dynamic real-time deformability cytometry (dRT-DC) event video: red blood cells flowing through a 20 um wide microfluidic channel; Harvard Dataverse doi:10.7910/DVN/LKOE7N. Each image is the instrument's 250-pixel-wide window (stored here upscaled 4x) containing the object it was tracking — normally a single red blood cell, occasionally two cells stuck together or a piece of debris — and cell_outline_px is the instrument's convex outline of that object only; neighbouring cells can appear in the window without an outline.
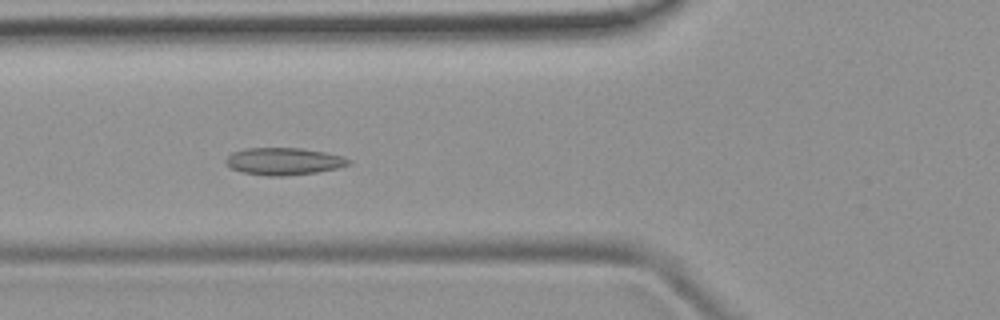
{"species": "common noctule bat (a hibernating species)", "species_latin": "Nyctalus noctula", "temperature_condition": "room temperature", "stored_images_in_passage": 51, "camera_frame_rate_fps": 3000, "um_per_image_px": 0.085, "animal": {"sex": "female", "body_mass_g": 19.9}, "frame": {"image": 1, "passage_image": 19, "time_ms": 6.0, "image_size_px": [1000, 320], "cell_outline_px": [[348, 164], [336, 168], [316, 172], [272, 176], [244, 172], [232, 168], [228, 164], [228, 156], [232, 152], [248, 148], [300, 148], [324, 152], [340, 156], [348, 160]], "centroid_in_image_um": [24.1, 13.69], "position_along_channel_um": 101.7, "area_um2": 18.67}}
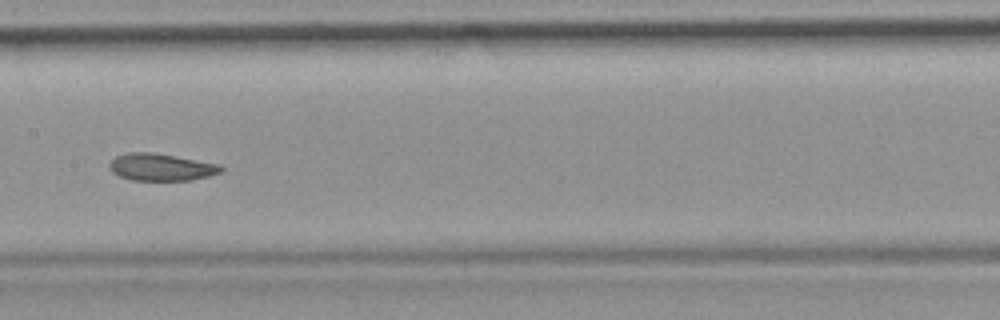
{"frame": {"image": 2, "passage_image": 26, "time_ms": 8.333, "image_size_px": [1000, 320], "cell_outline_px": [[224, 168], [220, 172], [208, 176], [188, 180], [132, 180], [120, 176], [112, 172], [108, 164], [116, 156], [132, 152], [148, 152], [172, 156], [216, 164]], "centroid_in_image_um": [13.64, 14.22], "position_along_channel_um": 193.8, "area_um2": 17.11}}
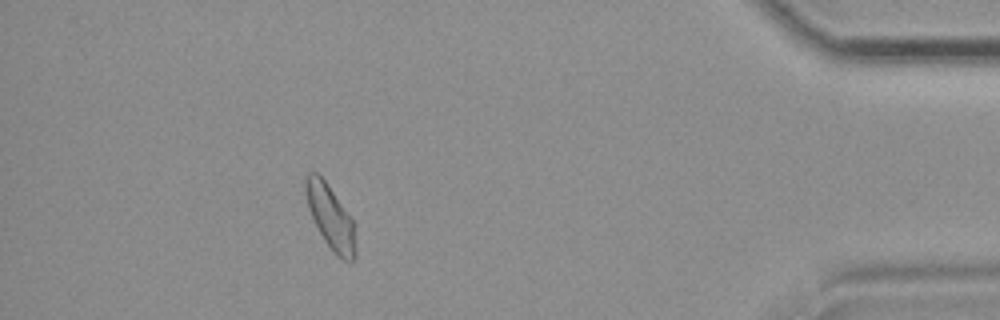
{"frame": {"image": 3, "passage_image": 46, "time_ms": 15.0, "image_size_px": [1000, 320], "cell_outline_px": [[356, 256], [352, 260], [344, 260], [324, 240], [308, 208], [304, 184], [308, 172], [316, 172], [324, 180], [352, 220], [356, 244]], "centroid_in_image_um": [28.08, 18.43], "position_along_channel_um": 407.1, "area_um2": 17.74}, "authors_computed_cell_mechanics": {"area_um2": 18.4382, "velocity_mm_per_s": 3.938, "shape_relaxation_time_tau1_ms": 11.2725, "shape_relaxation_time_tau2_ms": 2.792, "deformation_change_tau1": 0.178, "deformation_change_tau2": 0.0836}}